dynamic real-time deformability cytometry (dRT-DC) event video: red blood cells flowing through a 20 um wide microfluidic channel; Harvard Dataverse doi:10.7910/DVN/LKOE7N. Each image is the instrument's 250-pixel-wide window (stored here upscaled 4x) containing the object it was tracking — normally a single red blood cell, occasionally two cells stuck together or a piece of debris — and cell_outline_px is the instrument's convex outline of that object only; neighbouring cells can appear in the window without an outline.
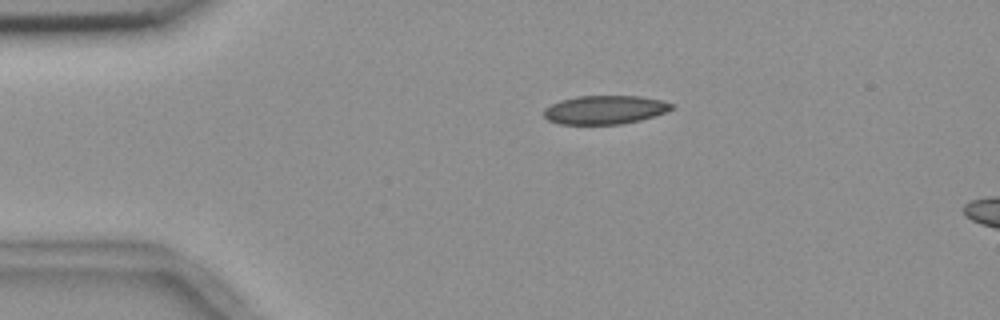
{"species": "common noctule bat (a hibernating species)", "species_latin": "Nyctalus noctula", "temperature_condition": "room temperature", "stored_images_in_passage": 6, "camera_frame_rate_fps": 3000, "um_per_image_px": 0.085, "animal": {"sex": "female", "body_mass_g": 18.4}, "frame": {"image": 1, "passage_image": 1, "time_ms": 0.0, "image_size_px": [1000, 320], "cell_outline_px": [[676, 104], [672, 108], [664, 112], [640, 120], [624, 124], [560, 124], [548, 120], [544, 116], [544, 108], [560, 100], [576, 96], [640, 96], [660, 100]], "centroid_in_image_um": [51.39, 9.33], "position_along_channel_um": 33.6, "area_um2": 21.27}}